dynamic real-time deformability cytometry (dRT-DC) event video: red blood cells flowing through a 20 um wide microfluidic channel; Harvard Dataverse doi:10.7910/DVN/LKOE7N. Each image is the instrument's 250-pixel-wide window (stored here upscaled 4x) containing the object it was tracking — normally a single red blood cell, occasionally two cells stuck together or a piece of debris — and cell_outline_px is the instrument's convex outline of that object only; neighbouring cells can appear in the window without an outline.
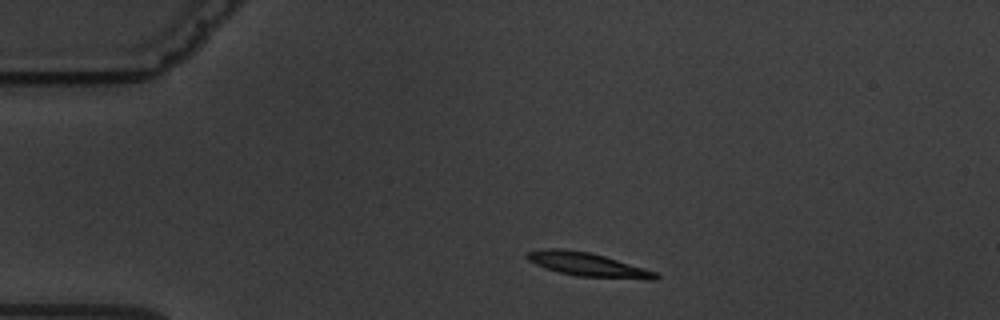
{"species": "common noctule bat (a hibernating species)", "species_latin": "Nyctalus noctula", "temperature_condition": "warm", "stored_images_in_passage": 3, "camera_frame_rate_fps": 3000, "um_per_image_px": 0.085, "animal": {"sex": "male", "body_mass_g": 19.5, "forearm_length_mm": 54.6}, "frame": {"image": 1, "passage_image": 1, "time_ms": 0.0, "image_size_px": [1000, 320], "cell_outline_px": [[660, 276], [656, 280], [644, 280], [576, 276], [544, 268], [528, 260], [524, 256], [528, 252], [540, 248], [560, 248], [588, 252], [604, 256], [644, 268], [656, 272]], "centroid_in_image_um": [49.95, 22.49], "position_along_channel_um": 35.0, "area_um2": 17.92}}
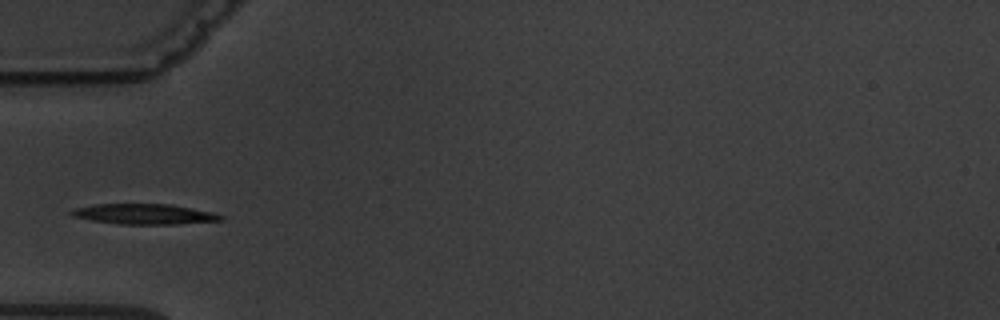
{"frame": {"image": 2, "passage_image": 3, "time_ms": 2.333, "image_size_px": [1000, 320], "cell_outline_px": [[224, 220], [176, 224], [116, 224], [92, 220], [72, 216], [68, 212], [76, 208], [96, 204], [168, 204], [192, 208], [212, 212], [224, 216]], "centroid_in_image_um": [12.27, 18.2], "position_along_channel_um": 72.7, "area_um2": 17.63}}